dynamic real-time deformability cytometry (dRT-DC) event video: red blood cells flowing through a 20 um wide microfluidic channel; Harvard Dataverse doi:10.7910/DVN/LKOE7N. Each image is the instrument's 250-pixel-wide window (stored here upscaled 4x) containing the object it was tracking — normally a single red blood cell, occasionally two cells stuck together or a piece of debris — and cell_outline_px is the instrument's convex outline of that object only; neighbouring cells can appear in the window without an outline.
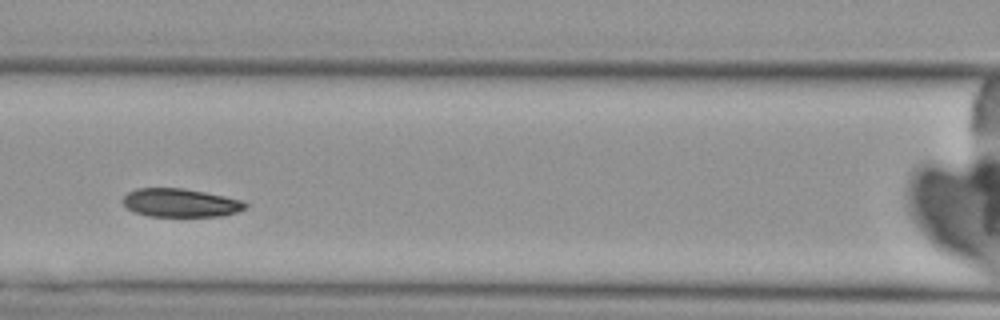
{"species": "Egyptian fruit bat (a non-hibernating species)", "species_latin": "Rousettus aegyptiacus", "temperature_condition": "cold", "stored_images_in_passage": 5, "camera_frame_rate_fps": 3000, "um_per_image_px": 0.085, "animal": {"sex": "female"}, "frame": {"image": 1, "passage_image": 3, "time_ms": 2.333, "image_size_px": [1000, 320], "cell_outline_px": [[248, 208], [236, 212], [220, 216], [148, 216], [132, 212], [124, 204], [124, 196], [128, 192], [136, 188], [180, 188], [204, 192], [224, 196], [240, 200], [248, 204]], "centroid_in_image_um": [15.33, 17.24], "position_along_channel_um": 151.3, "area_um2": 20.17}}
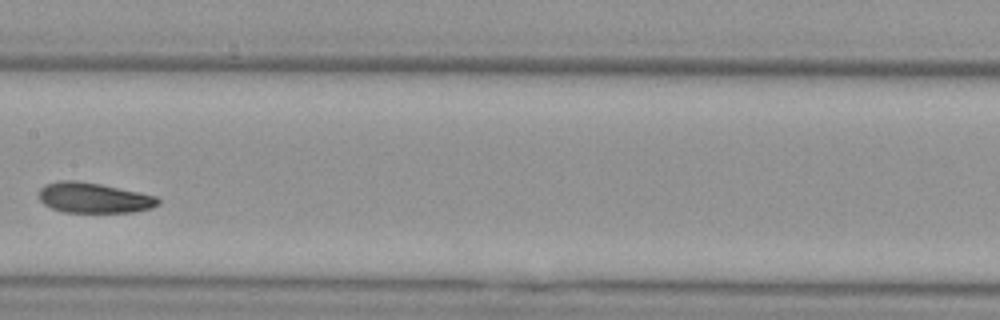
{"frame": {"image": 2, "passage_image": 4, "time_ms": 3.667, "image_size_px": [1000, 320], "cell_outline_px": [[160, 204], [152, 208], [132, 212], [64, 212], [52, 208], [44, 204], [40, 200], [40, 188], [44, 184], [60, 180], [76, 180], [100, 184], [156, 196], [160, 200]], "centroid_in_image_um": [7.97, 16.81], "position_along_channel_um": 199.4, "area_um2": 20.98}}
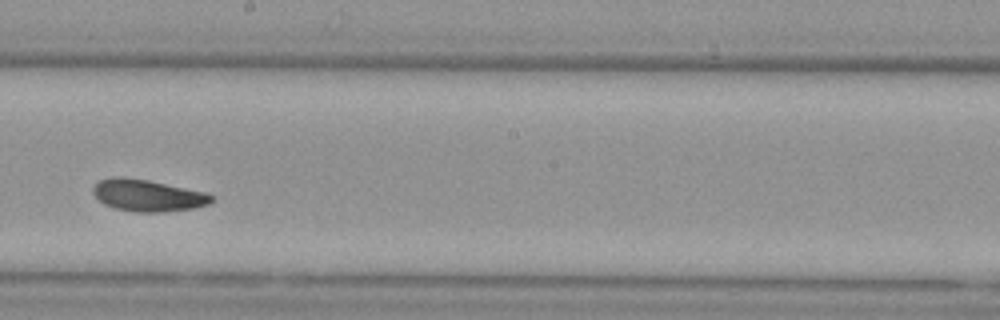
{"frame": {"image": 3, "passage_image": 5, "time_ms": 4.667, "image_size_px": [1000, 320], "cell_outline_px": [[212, 200], [208, 204], [192, 208], [164, 212], [132, 212], [116, 208], [104, 204], [92, 192], [92, 188], [100, 180], [112, 176], [120, 176], [148, 180], [204, 192], [212, 196]], "centroid_in_image_um": [12.51, 16.61], "position_along_channel_um": 235.7, "area_um2": 21.73}}